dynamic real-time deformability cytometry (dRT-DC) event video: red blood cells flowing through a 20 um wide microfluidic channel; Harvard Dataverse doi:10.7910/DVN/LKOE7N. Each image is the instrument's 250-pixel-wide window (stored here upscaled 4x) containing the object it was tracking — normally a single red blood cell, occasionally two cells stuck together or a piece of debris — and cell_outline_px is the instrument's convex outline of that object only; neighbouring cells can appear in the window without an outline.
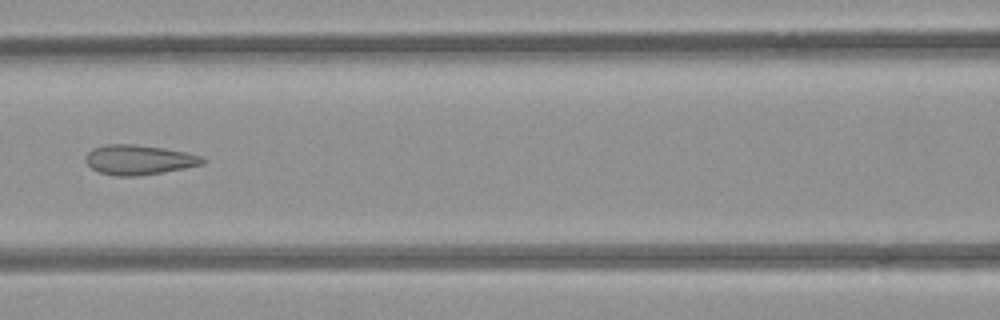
{"species": "common noctule bat (a hibernating species)", "species_latin": "Nyctalus noctula", "temperature_condition": "room temperature", "stored_images_in_passage": 6, "camera_frame_rate_fps": 3000, "um_per_image_px": 0.085, "animal": {"sex": "female", "body_mass_g": 21.9}, "frame": {"image": 1, "passage_image": 6, "time_ms": 6.667, "image_size_px": [1000, 320], "cell_outline_px": [[208, 160], [200, 164], [184, 168], [136, 176], [116, 176], [100, 172], [92, 168], [84, 160], [84, 156], [92, 148], [104, 144], [132, 144], [164, 148], [184, 152], [200, 156]], "centroid_in_image_um": [11.74, 13.57], "position_along_channel_um": 154.9, "area_um2": 20.11}}